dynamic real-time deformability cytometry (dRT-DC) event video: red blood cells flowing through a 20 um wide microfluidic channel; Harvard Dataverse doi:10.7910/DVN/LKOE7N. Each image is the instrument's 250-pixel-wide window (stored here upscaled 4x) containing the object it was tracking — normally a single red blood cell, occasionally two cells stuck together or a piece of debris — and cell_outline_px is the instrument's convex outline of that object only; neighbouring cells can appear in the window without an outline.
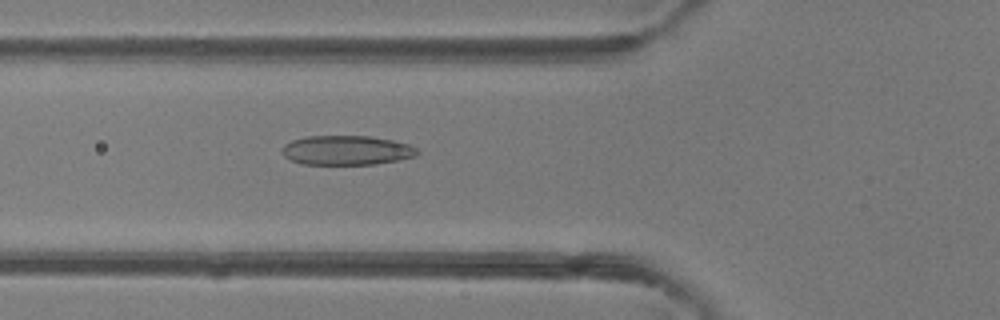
{"species": "common noctule bat (a hibernating species)", "species_latin": "Nyctalus noctula", "temperature_condition": "room temperature", "stored_images_in_passage": 49, "camera_frame_rate_fps": 3000, "um_per_image_px": 0.085, "animal": {"sex": "female"}, "frame": {"image": 1, "passage_image": 18, "time_ms": 5.667, "image_size_px": [1000, 320], "cell_outline_px": [[420, 152], [416, 156], [376, 164], [300, 164], [284, 156], [280, 152], [280, 148], [284, 144], [292, 140], [304, 136], [368, 136], [392, 140], [408, 144], [416, 148]], "centroid_in_image_um": [29.41, 12.77], "position_along_channel_um": 96.4, "area_um2": 23.29}}
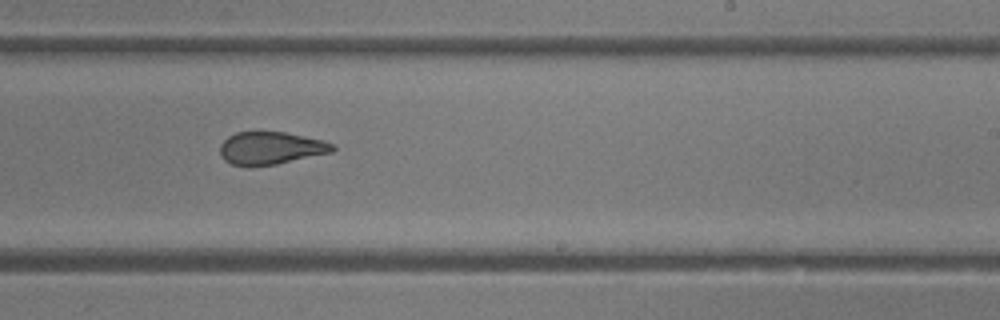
{"frame": {"image": 2, "passage_image": 30, "time_ms": 9.667, "image_size_px": [1000, 320], "cell_outline_px": [[336, 148], [332, 152], [276, 164], [232, 164], [224, 160], [220, 156], [220, 144], [228, 136], [236, 132], [284, 132], [320, 140], [332, 144]], "centroid_in_image_um": [22.98, 12.57], "position_along_channel_um": 266.0, "area_um2": 20.81}}
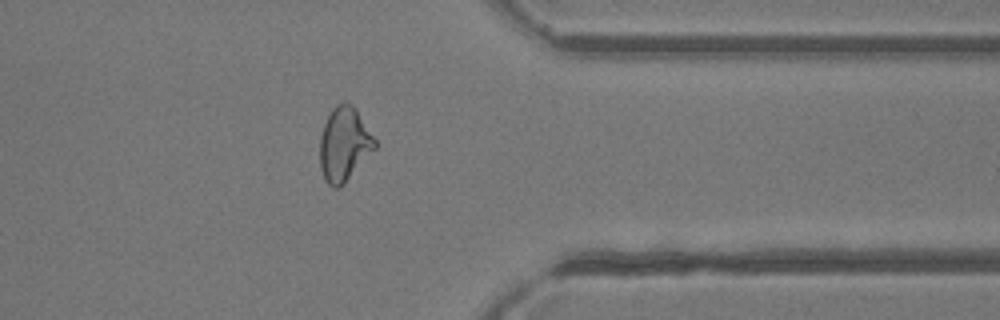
{"frame": {"image": 3, "passage_image": 39, "time_ms": 12.667, "image_size_px": [1000, 320], "cell_outline_px": [[376, 148], [344, 184], [340, 188], [332, 188], [324, 180], [320, 168], [320, 136], [324, 124], [332, 108], [336, 104], [352, 104], [356, 108], [376, 140]], "centroid_in_image_um": [29.25, 12.29], "position_along_channel_um": 382.2, "area_um2": 23.76}, "authors_computed_cell_mechanics": {"area_um2": 24.0448, "velocity_mm_per_s": 4.2234, "shape_relaxation_time_tau1_ms": 5.8535, "shape_relaxation_time_tau2_ms": 1.5355, "deformation_change_tau1": 0.1903, "deformation_change_tau2": 0.0848}}